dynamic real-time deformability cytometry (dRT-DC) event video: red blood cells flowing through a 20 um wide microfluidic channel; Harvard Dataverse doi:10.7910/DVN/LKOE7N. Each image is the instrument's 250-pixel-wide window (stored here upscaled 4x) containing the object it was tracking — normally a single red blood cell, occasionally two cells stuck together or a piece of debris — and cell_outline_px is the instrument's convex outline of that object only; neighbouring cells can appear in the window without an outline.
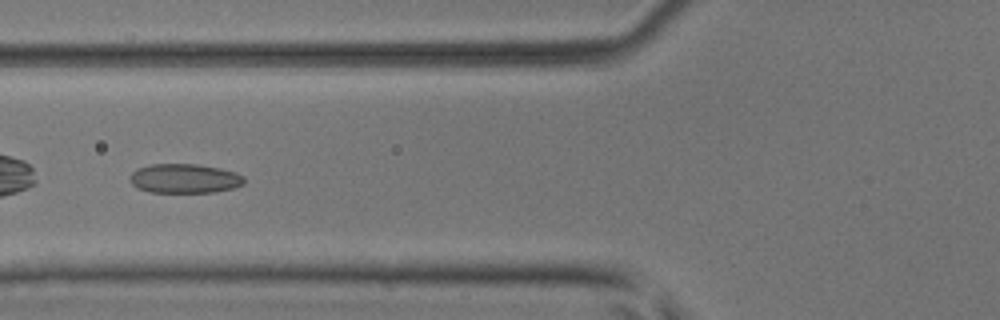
{"species": "common noctule bat (a hibernating species)", "species_latin": "Nyctalus noctula", "temperature_condition": "room temperature", "stored_images_in_passage": 6, "camera_frame_rate_fps": 3000, "um_per_image_px": 0.085, "animal": {"sex": "male", "body_mass_g": 17.9, "forearm_length_mm": 54.2}, "frame": {"image": 1, "passage_image": 4, "time_ms": 1.0, "image_size_px": [1000, 320], "cell_outline_px": [[244, 184], [232, 188], [216, 192], [148, 192], [136, 188], [128, 180], [132, 172], [136, 168], [148, 164], [196, 164], [220, 168], [236, 172], [244, 176]], "centroid_in_image_um": [15.65, 15.17], "position_along_channel_um": 110.1, "area_um2": 19.77}}
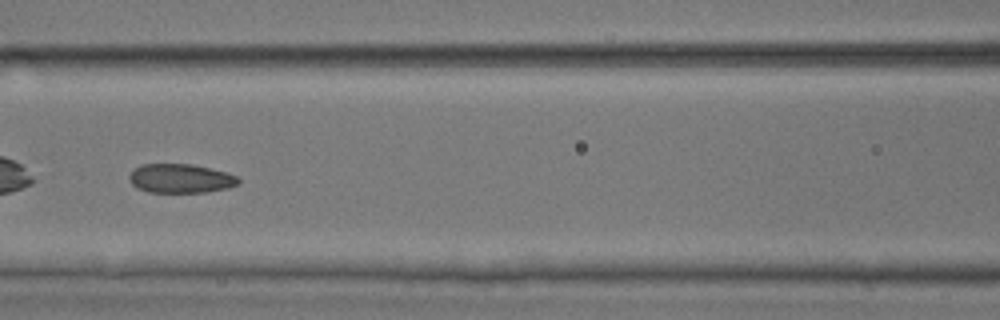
{"frame": {"image": 2, "passage_image": 5, "time_ms": 1.333, "image_size_px": [1000, 320], "cell_outline_px": [[240, 184], [228, 188], [204, 192], [148, 192], [136, 188], [132, 184], [128, 176], [140, 164], [192, 164], [228, 172], [236, 176], [240, 180]], "centroid_in_image_um": [15.37, 15.17], "position_along_channel_um": 151.2, "area_um2": 18.55}}